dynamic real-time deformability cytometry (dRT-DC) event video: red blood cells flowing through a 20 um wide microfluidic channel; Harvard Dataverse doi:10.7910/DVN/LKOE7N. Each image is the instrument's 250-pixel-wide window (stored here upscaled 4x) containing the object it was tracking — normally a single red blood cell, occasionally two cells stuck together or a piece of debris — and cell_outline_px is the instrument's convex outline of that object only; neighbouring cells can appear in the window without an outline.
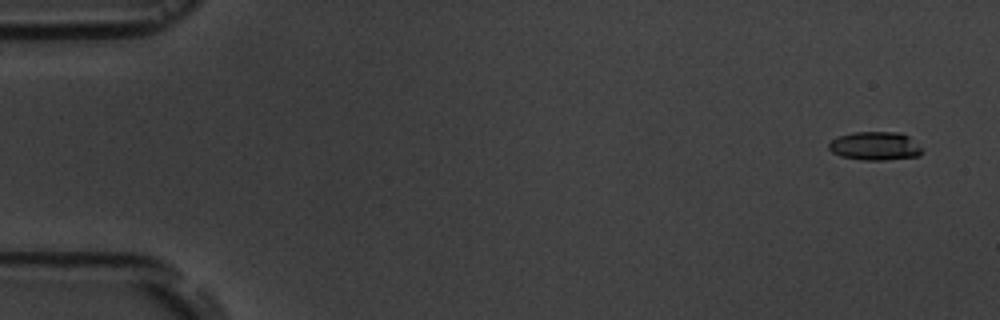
{"species": "common noctule bat (a hibernating species)", "species_latin": "Nyctalus noctula", "temperature_condition": "room temperature", "stored_images_in_passage": 5, "camera_frame_rate_fps": 3000, "um_per_image_px": 0.085, "animal": {"sex": "male", "body_mass_g": 19.5, "forearm_length_mm": 54.6}, "frame": {"image": 1, "passage_image": 1, "time_ms": 0.0, "image_size_px": [1000, 320], "cell_outline_px": [[920, 156], [884, 160], [864, 160], [840, 156], [832, 152], [828, 148], [828, 144], [832, 140], [840, 136], [852, 132], [900, 132], [908, 136], [920, 148]], "centroid_in_image_um": [74.34, 12.41], "position_along_channel_um": 10.7, "area_um2": 15.32}}
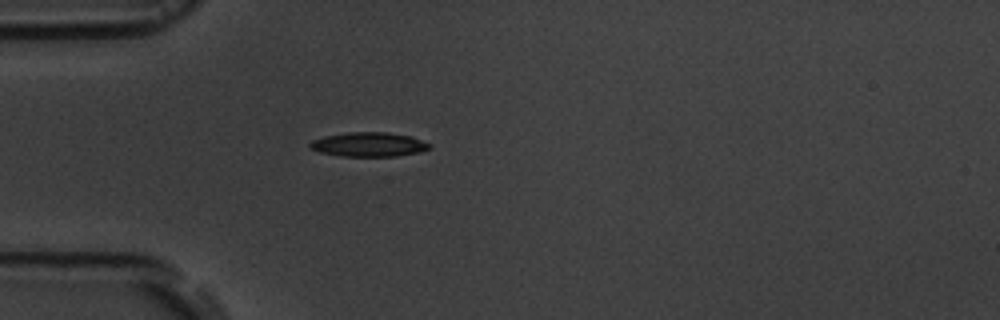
{"frame": {"image": 2, "passage_image": 5, "time_ms": 4.667, "image_size_px": [1000, 320], "cell_outline_px": [[432, 148], [420, 152], [396, 156], [340, 156], [320, 152], [312, 148], [308, 144], [312, 140], [324, 136], [344, 132], [388, 132], [412, 136], [432, 144]], "centroid_in_image_um": [31.39, 12.27], "position_along_channel_um": 53.6, "area_um2": 17.11}}